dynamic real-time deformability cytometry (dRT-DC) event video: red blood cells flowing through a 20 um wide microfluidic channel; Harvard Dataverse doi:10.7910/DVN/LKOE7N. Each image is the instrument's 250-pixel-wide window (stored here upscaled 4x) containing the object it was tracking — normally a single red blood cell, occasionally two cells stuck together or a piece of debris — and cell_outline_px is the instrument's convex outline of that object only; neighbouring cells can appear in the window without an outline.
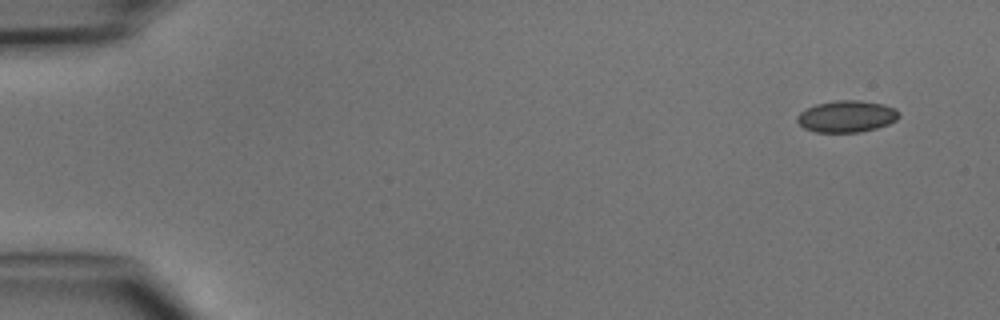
{"species": "common noctule bat (a hibernating species)", "species_latin": "Nyctalus noctula", "temperature_condition": "cold", "stored_images_in_passage": 4, "camera_frame_rate_fps": 3000, "um_per_image_px": 0.085, "animal": {"sex": "male", "body_mass_g": 15.6}, "frame": {"image": 1, "passage_image": 1, "time_ms": 0.0, "image_size_px": [1000, 320], "cell_outline_px": [[900, 116], [896, 120], [888, 124], [876, 128], [860, 132], [816, 132], [804, 128], [796, 120], [796, 116], [804, 108], [816, 104], [836, 100], [860, 100], [884, 104], [896, 108], [900, 112]], "centroid_in_image_um": [71.97, 9.88], "position_along_channel_um": 13.0, "area_um2": 19.02}}
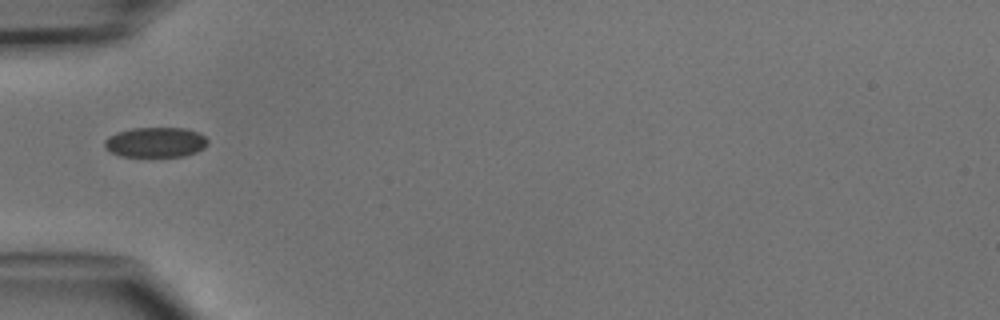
{"frame": {"image": 2, "passage_image": 4, "time_ms": 4.333, "image_size_px": [1000, 320], "cell_outline_px": [[208, 144], [204, 148], [196, 152], [184, 156], [120, 156], [104, 148], [104, 140], [108, 136], [116, 132], [132, 128], [184, 128], [200, 132], [208, 140]], "centroid_in_image_um": [13.22, 12.08], "position_along_channel_um": 71.8, "area_um2": 18.21}}